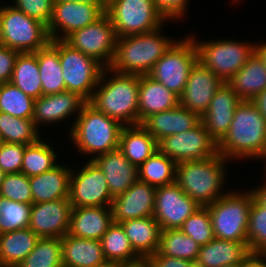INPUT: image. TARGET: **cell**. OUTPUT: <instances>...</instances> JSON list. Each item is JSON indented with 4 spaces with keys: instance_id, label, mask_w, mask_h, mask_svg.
Listing matches in <instances>:
<instances>
[{
    "instance_id": "obj_1",
    "label": "cell",
    "mask_w": 266,
    "mask_h": 267,
    "mask_svg": "<svg viewBox=\"0 0 266 267\" xmlns=\"http://www.w3.org/2000/svg\"><path fill=\"white\" fill-rule=\"evenodd\" d=\"M139 85L140 76L105 68L88 103L123 126L137 125Z\"/></svg>"
},
{
    "instance_id": "obj_2",
    "label": "cell",
    "mask_w": 266,
    "mask_h": 267,
    "mask_svg": "<svg viewBox=\"0 0 266 267\" xmlns=\"http://www.w3.org/2000/svg\"><path fill=\"white\" fill-rule=\"evenodd\" d=\"M218 153L229 161L265 157L266 120L252 101H242L235 109L229 130L218 143Z\"/></svg>"
},
{
    "instance_id": "obj_3",
    "label": "cell",
    "mask_w": 266,
    "mask_h": 267,
    "mask_svg": "<svg viewBox=\"0 0 266 267\" xmlns=\"http://www.w3.org/2000/svg\"><path fill=\"white\" fill-rule=\"evenodd\" d=\"M228 162L220 153L201 160L179 162L175 183L201 207H206L225 194L223 184Z\"/></svg>"
},
{
    "instance_id": "obj_4",
    "label": "cell",
    "mask_w": 266,
    "mask_h": 267,
    "mask_svg": "<svg viewBox=\"0 0 266 267\" xmlns=\"http://www.w3.org/2000/svg\"><path fill=\"white\" fill-rule=\"evenodd\" d=\"M123 125L86 102L74 122H72L70 140L77 152L84 157H95L119 148L120 133Z\"/></svg>"
},
{
    "instance_id": "obj_5",
    "label": "cell",
    "mask_w": 266,
    "mask_h": 267,
    "mask_svg": "<svg viewBox=\"0 0 266 267\" xmlns=\"http://www.w3.org/2000/svg\"><path fill=\"white\" fill-rule=\"evenodd\" d=\"M162 29L118 38L115 57L109 68L122 74L148 75L155 63L177 41L164 36Z\"/></svg>"
},
{
    "instance_id": "obj_6",
    "label": "cell",
    "mask_w": 266,
    "mask_h": 267,
    "mask_svg": "<svg viewBox=\"0 0 266 267\" xmlns=\"http://www.w3.org/2000/svg\"><path fill=\"white\" fill-rule=\"evenodd\" d=\"M236 191L228 190L206 207L209 210L216 239L248 242L249 213L254 195L251 190Z\"/></svg>"
},
{
    "instance_id": "obj_7",
    "label": "cell",
    "mask_w": 266,
    "mask_h": 267,
    "mask_svg": "<svg viewBox=\"0 0 266 267\" xmlns=\"http://www.w3.org/2000/svg\"><path fill=\"white\" fill-rule=\"evenodd\" d=\"M190 37L196 45L198 61L224 82H228L255 52V43L250 41L224 38L201 41L191 34Z\"/></svg>"
},
{
    "instance_id": "obj_8",
    "label": "cell",
    "mask_w": 266,
    "mask_h": 267,
    "mask_svg": "<svg viewBox=\"0 0 266 267\" xmlns=\"http://www.w3.org/2000/svg\"><path fill=\"white\" fill-rule=\"evenodd\" d=\"M106 14L118 38L149 33L167 22L154 0H109Z\"/></svg>"
},
{
    "instance_id": "obj_9",
    "label": "cell",
    "mask_w": 266,
    "mask_h": 267,
    "mask_svg": "<svg viewBox=\"0 0 266 267\" xmlns=\"http://www.w3.org/2000/svg\"><path fill=\"white\" fill-rule=\"evenodd\" d=\"M10 5H0L4 46L20 53L37 52L50 41L47 26Z\"/></svg>"
},
{
    "instance_id": "obj_10",
    "label": "cell",
    "mask_w": 266,
    "mask_h": 267,
    "mask_svg": "<svg viewBox=\"0 0 266 267\" xmlns=\"http://www.w3.org/2000/svg\"><path fill=\"white\" fill-rule=\"evenodd\" d=\"M148 73L153 80L180 96L186 86L191 68L198 61L193 39L188 35L177 39Z\"/></svg>"
},
{
    "instance_id": "obj_11",
    "label": "cell",
    "mask_w": 266,
    "mask_h": 267,
    "mask_svg": "<svg viewBox=\"0 0 266 267\" xmlns=\"http://www.w3.org/2000/svg\"><path fill=\"white\" fill-rule=\"evenodd\" d=\"M59 59L66 91L77 93L88 102L105 67L96 59L83 54L59 40Z\"/></svg>"
},
{
    "instance_id": "obj_12",
    "label": "cell",
    "mask_w": 266,
    "mask_h": 267,
    "mask_svg": "<svg viewBox=\"0 0 266 267\" xmlns=\"http://www.w3.org/2000/svg\"><path fill=\"white\" fill-rule=\"evenodd\" d=\"M117 39L115 28L105 13L94 23L71 32L63 41L109 68L115 57Z\"/></svg>"
},
{
    "instance_id": "obj_13",
    "label": "cell",
    "mask_w": 266,
    "mask_h": 267,
    "mask_svg": "<svg viewBox=\"0 0 266 267\" xmlns=\"http://www.w3.org/2000/svg\"><path fill=\"white\" fill-rule=\"evenodd\" d=\"M84 165L80 170L71 169L69 187L71 206H110L113 198L104 173L92 160L87 161Z\"/></svg>"
},
{
    "instance_id": "obj_14",
    "label": "cell",
    "mask_w": 266,
    "mask_h": 267,
    "mask_svg": "<svg viewBox=\"0 0 266 267\" xmlns=\"http://www.w3.org/2000/svg\"><path fill=\"white\" fill-rule=\"evenodd\" d=\"M158 150L176 163L201 160L218 154V144L200 122L191 130L163 137Z\"/></svg>"
},
{
    "instance_id": "obj_15",
    "label": "cell",
    "mask_w": 266,
    "mask_h": 267,
    "mask_svg": "<svg viewBox=\"0 0 266 267\" xmlns=\"http://www.w3.org/2000/svg\"><path fill=\"white\" fill-rule=\"evenodd\" d=\"M200 207L174 182L156 189L153 217L161 230L179 229Z\"/></svg>"
},
{
    "instance_id": "obj_16",
    "label": "cell",
    "mask_w": 266,
    "mask_h": 267,
    "mask_svg": "<svg viewBox=\"0 0 266 267\" xmlns=\"http://www.w3.org/2000/svg\"><path fill=\"white\" fill-rule=\"evenodd\" d=\"M104 14L100 7L92 4L54 2L47 32L51 40H63L71 32L94 23Z\"/></svg>"
},
{
    "instance_id": "obj_17",
    "label": "cell",
    "mask_w": 266,
    "mask_h": 267,
    "mask_svg": "<svg viewBox=\"0 0 266 267\" xmlns=\"http://www.w3.org/2000/svg\"><path fill=\"white\" fill-rule=\"evenodd\" d=\"M71 211L69 198L33 203L28 227L39 238H63L69 232Z\"/></svg>"
},
{
    "instance_id": "obj_18",
    "label": "cell",
    "mask_w": 266,
    "mask_h": 267,
    "mask_svg": "<svg viewBox=\"0 0 266 267\" xmlns=\"http://www.w3.org/2000/svg\"><path fill=\"white\" fill-rule=\"evenodd\" d=\"M223 83L221 78L197 61L191 68L186 86L179 96V105L201 117Z\"/></svg>"
},
{
    "instance_id": "obj_19",
    "label": "cell",
    "mask_w": 266,
    "mask_h": 267,
    "mask_svg": "<svg viewBox=\"0 0 266 267\" xmlns=\"http://www.w3.org/2000/svg\"><path fill=\"white\" fill-rule=\"evenodd\" d=\"M156 187L137 180L123 194L113 198L112 220L121 223L130 219L153 216Z\"/></svg>"
},
{
    "instance_id": "obj_20",
    "label": "cell",
    "mask_w": 266,
    "mask_h": 267,
    "mask_svg": "<svg viewBox=\"0 0 266 267\" xmlns=\"http://www.w3.org/2000/svg\"><path fill=\"white\" fill-rule=\"evenodd\" d=\"M85 103L86 101L74 92L42 95L35 99L32 118L34 126L39 130L41 125L59 124L75 114L76 119Z\"/></svg>"
},
{
    "instance_id": "obj_21",
    "label": "cell",
    "mask_w": 266,
    "mask_h": 267,
    "mask_svg": "<svg viewBox=\"0 0 266 267\" xmlns=\"http://www.w3.org/2000/svg\"><path fill=\"white\" fill-rule=\"evenodd\" d=\"M242 101L233 88L224 82L213 96L206 112L201 116V122L217 144L228 132L234 111Z\"/></svg>"
},
{
    "instance_id": "obj_22",
    "label": "cell",
    "mask_w": 266,
    "mask_h": 267,
    "mask_svg": "<svg viewBox=\"0 0 266 267\" xmlns=\"http://www.w3.org/2000/svg\"><path fill=\"white\" fill-rule=\"evenodd\" d=\"M104 173L112 198L123 194L138 180V167L118 148L92 160Z\"/></svg>"
},
{
    "instance_id": "obj_23",
    "label": "cell",
    "mask_w": 266,
    "mask_h": 267,
    "mask_svg": "<svg viewBox=\"0 0 266 267\" xmlns=\"http://www.w3.org/2000/svg\"><path fill=\"white\" fill-rule=\"evenodd\" d=\"M201 117L187 108L177 107L152 114L141 125L157 140L193 129Z\"/></svg>"
},
{
    "instance_id": "obj_24",
    "label": "cell",
    "mask_w": 266,
    "mask_h": 267,
    "mask_svg": "<svg viewBox=\"0 0 266 267\" xmlns=\"http://www.w3.org/2000/svg\"><path fill=\"white\" fill-rule=\"evenodd\" d=\"M113 223L110 206L72 207L69 235L92 240H101Z\"/></svg>"
},
{
    "instance_id": "obj_25",
    "label": "cell",
    "mask_w": 266,
    "mask_h": 267,
    "mask_svg": "<svg viewBox=\"0 0 266 267\" xmlns=\"http://www.w3.org/2000/svg\"><path fill=\"white\" fill-rule=\"evenodd\" d=\"M63 267H111L104 257L101 240L66 234L61 238Z\"/></svg>"
},
{
    "instance_id": "obj_26",
    "label": "cell",
    "mask_w": 266,
    "mask_h": 267,
    "mask_svg": "<svg viewBox=\"0 0 266 267\" xmlns=\"http://www.w3.org/2000/svg\"><path fill=\"white\" fill-rule=\"evenodd\" d=\"M251 255L248 242L219 240L214 238L200 246L196 267H223L242 264Z\"/></svg>"
},
{
    "instance_id": "obj_27",
    "label": "cell",
    "mask_w": 266,
    "mask_h": 267,
    "mask_svg": "<svg viewBox=\"0 0 266 267\" xmlns=\"http://www.w3.org/2000/svg\"><path fill=\"white\" fill-rule=\"evenodd\" d=\"M179 105V96L148 75L140 76L139 124L152 114L171 110Z\"/></svg>"
},
{
    "instance_id": "obj_28",
    "label": "cell",
    "mask_w": 266,
    "mask_h": 267,
    "mask_svg": "<svg viewBox=\"0 0 266 267\" xmlns=\"http://www.w3.org/2000/svg\"><path fill=\"white\" fill-rule=\"evenodd\" d=\"M71 169L58 164L49 171L29 177L33 203L69 198Z\"/></svg>"
},
{
    "instance_id": "obj_29",
    "label": "cell",
    "mask_w": 266,
    "mask_h": 267,
    "mask_svg": "<svg viewBox=\"0 0 266 267\" xmlns=\"http://www.w3.org/2000/svg\"><path fill=\"white\" fill-rule=\"evenodd\" d=\"M135 253L145 260L159 249L161 228L153 216L120 223Z\"/></svg>"
},
{
    "instance_id": "obj_30",
    "label": "cell",
    "mask_w": 266,
    "mask_h": 267,
    "mask_svg": "<svg viewBox=\"0 0 266 267\" xmlns=\"http://www.w3.org/2000/svg\"><path fill=\"white\" fill-rule=\"evenodd\" d=\"M103 254L112 267L137 266L143 260L135 253L120 223L113 222L101 238Z\"/></svg>"
},
{
    "instance_id": "obj_31",
    "label": "cell",
    "mask_w": 266,
    "mask_h": 267,
    "mask_svg": "<svg viewBox=\"0 0 266 267\" xmlns=\"http://www.w3.org/2000/svg\"><path fill=\"white\" fill-rule=\"evenodd\" d=\"M227 83L243 101H252L266 89V66L254 52Z\"/></svg>"
},
{
    "instance_id": "obj_32",
    "label": "cell",
    "mask_w": 266,
    "mask_h": 267,
    "mask_svg": "<svg viewBox=\"0 0 266 267\" xmlns=\"http://www.w3.org/2000/svg\"><path fill=\"white\" fill-rule=\"evenodd\" d=\"M119 149L131 164L139 167L158 150V141L141 124L123 126Z\"/></svg>"
},
{
    "instance_id": "obj_33",
    "label": "cell",
    "mask_w": 266,
    "mask_h": 267,
    "mask_svg": "<svg viewBox=\"0 0 266 267\" xmlns=\"http://www.w3.org/2000/svg\"><path fill=\"white\" fill-rule=\"evenodd\" d=\"M42 82V95L66 91L59 59V40H51L36 52Z\"/></svg>"
},
{
    "instance_id": "obj_34",
    "label": "cell",
    "mask_w": 266,
    "mask_h": 267,
    "mask_svg": "<svg viewBox=\"0 0 266 267\" xmlns=\"http://www.w3.org/2000/svg\"><path fill=\"white\" fill-rule=\"evenodd\" d=\"M38 240L29 227L0 234V265L17 267L35 248Z\"/></svg>"
},
{
    "instance_id": "obj_35",
    "label": "cell",
    "mask_w": 266,
    "mask_h": 267,
    "mask_svg": "<svg viewBox=\"0 0 266 267\" xmlns=\"http://www.w3.org/2000/svg\"><path fill=\"white\" fill-rule=\"evenodd\" d=\"M10 82L34 99L42 96L36 52L19 53Z\"/></svg>"
},
{
    "instance_id": "obj_36",
    "label": "cell",
    "mask_w": 266,
    "mask_h": 267,
    "mask_svg": "<svg viewBox=\"0 0 266 267\" xmlns=\"http://www.w3.org/2000/svg\"><path fill=\"white\" fill-rule=\"evenodd\" d=\"M52 144L41 139L26 145L22 159L21 173L28 177L51 170L58 165L57 152Z\"/></svg>"
},
{
    "instance_id": "obj_37",
    "label": "cell",
    "mask_w": 266,
    "mask_h": 267,
    "mask_svg": "<svg viewBox=\"0 0 266 267\" xmlns=\"http://www.w3.org/2000/svg\"><path fill=\"white\" fill-rule=\"evenodd\" d=\"M176 162L157 150L138 167V180L156 188L175 182Z\"/></svg>"
},
{
    "instance_id": "obj_38",
    "label": "cell",
    "mask_w": 266,
    "mask_h": 267,
    "mask_svg": "<svg viewBox=\"0 0 266 267\" xmlns=\"http://www.w3.org/2000/svg\"><path fill=\"white\" fill-rule=\"evenodd\" d=\"M32 119H22L0 112V138L2 142L29 145L41 136Z\"/></svg>"
},
{
    "instance_id": "obj_39",
    "label": "cell",
    "mask_w": 266,
    "mask_h": 267,
    "mask_svg": "<svg viewBox=\"0 0 266 267\" xmlns=\"http://www.w3.org/2000/svg\"><path fill=\"white\" fill-rule=\"evenodd\" d=\"M200 245L180 229L161 230L158 252L173 258H182L195 262Z\"/></svg>"
},
{
    "instance_id": "obj_40",
    "label": "cell",
    "mask_w": 266,
    "mask_h": 267,
    "mask_svg": "<svg viewBox=\"0 0 266 267\" xmlns=\"http://www.w3.org/2000/svg\"><path fill=\"white\" fill-rule=\"evenodd\" d=\"M35 99L23 93L11 82L0 85V112L17 118L32 119Z\"/></svg>"
},
{
    "instance_id": "obj_41",
    "label": "cell",
    "mask_w": 266,
    "mask_h": 267,
    "mask_svg": "<svg viewBox=\"0 0 266 267\" xmlns=\"http://www.w3.org/2000/svg\"><path fill=\"white\" fill-rule=\"evenodd\" d=\"M17 267H63L61 238H39Z\"/></svg>"
},
{
    "instance_id": "obj_42",
    "label": "cell",
    "mask_w": 266,
    "mask_h": 267,
    "mask_svg": "<svg viewBox=\"0 0 266 267\" xmlns=\"http://www.w3.org/2000/svg\"><path fill=\"white\" fill-rule=\"evenodd\" d=\"M31 205L0 197V234L29 226Z\"/></svg>"
},
{
    "instance_id": "obj_43",
    "label": "cell",
    "mask_w": 266,
    "mask_h": 267,
    "mask_svg": "<svg viewBox=\"0 0 266 267\" xmlns=\"http://www.w3.org/2000/svg\"><path fill=\"white\" fill-rule=\"evenodd\" d=\"M251 254H266V208L253 199L247 230Z\"/></svg>"
},
{
    "instance_id": "obj_44",
    "label": "cell",
    "mask_w": 266,
    "mask_h": 267,
    "mask_svg": "<svg viewBox=\"0 0 266 267\" xmlns=\"http://www.w3.org/2000/svg\"><path fill=\"white\" fill-rule=\"evenodd\" d=\"M179 229L200 246L209 243L215 238L211 217L207 207H200L185 220Z\"/></svg>"
},
{
    "instance_id": "obj_45",
    "label": "cell",
    "mask_w": 266,
    "mask_h": 267,
    "mask_svg": "<svg viewBox=\"0 0 266 267\" xmlns=\"http://www.w3.org/2000/svg\"><path fill=\"white\" fill-rule=\"evenodd\" d=\"M0 197L32 205L33 196L30 188L29 177L24 173L6 174L0 186Z\"/></svg>"
},
{
    "instance_id": "obj_46",
    "label": "cell",
    "mask_w": 266,
    "mask_h": 267,
    "mask_svg": "<svg viewBox=\"0 0 266 267\" xmlns=\"http://www.w3.org/2000/svg\"><path fill=\"white\" fill-rule=\"evenodd\" d=\"M13 6L25 13L27 16L49 25L54 0H12Z\"/></svg>"
},
{
    "instance_id": "obj_47",
    "label": "cell",
    "mask_w": 266,
    "mask_h": 267,
    "mask_svg": "<svg viewBox=\"0 0 266 267\" xmlns=\"http://www.w3.org/2000/svg\"><path fill=\"white\" fill-rule=\"evenodd\" d=\"M26 145L2 142L0 145V168L6 173H21Z\"/></svg>"
},
{
    "instance_id": "obj_48",
    "label": "cell",
    "mask_w": 266,
    "mask_h": 267,
    "mask_svg": "<svg viewBox=\"0 0 266 267\" xmlns=\"http://www.w3.org/2000/svg\"><path fill=\"white\" fill-rule=\"evenodd\" d=\"M159 12L166 20H177L186 16L188 0H154ZM183 16V17H182Z\"/></svg>"
},
{
    "instance_id": "obj_49",
    "label": "cell",
    "mask_w": 266,
    "mask_h": 267,
    "mask_svg": "<svg viewBox=\"0 0 266 267\" xmlns=\"http://www.w3.org/2000/svg\"><path fill=\"white\" fill-rule=\"evenodd\" d=\"M19 53L6 46L0 47V85L11 81Z\"/></svg>"
},
{
    "instance_id": "obj_50",
    "label": "cell",
    "mask_w": 266,
    "mask_h": 267,
    "mask_svg": "<svg viewBox=\"0 0 266 267\" xmlns=\"http://www.w3.org/2000/svg\"><path fill=\"white\" fill-rule=\"evenodd\" d=\"M142 267H196L195 262L161 255L158 251L142 262Z\"/></svg>"
},
{
    "instance_id": "obj_51",
    "label": "cell",
    "mask_w": 266,
    "mask_h": 267,
    "mask_svg": "<svg viewBox=\"0 0 266 267\" xmlns=\"http://www.w3.org/2000/svg\"><path fill=\"white\" fill-rule=\"evenodd\" d=\"M241 267H266V254H251Z\"/></svg>"
},
{
    "instance_id": "obj_52",
    "label": "cell",
    "mask_w": 266,
    "mask_h": 267,
    "mask_svg": "<svg viewBox=\"0 0 266 267\" xmlns=\"http://www.w3.org/2000/svg\"><path fill=\"white\" fill-rule=\"evenodd\" d=\"M252 102L257 107L259 113L262 115V117L266 120V89L262 92H260L253 100Z\"/></svg>"
},
{
    "instance_id": "obj_53",
    "label": "cell",
    "mask_w": 266,
    "mask_h": 267,
    "mask_svg": "<svg viewBox=\"0 0 266 267\" xmlns=\"http://www.w3.org/2000/svg\"><path fill=\"white\" fill-rule=\"evenodd\" d=\"M54 2H79L92 4L94 6L100 7L105 13L109 5V0H54Z\"/></svg>"
},
{
    "instance_id": "obj_54",
    "label": "cell",
    "mask_w": 266,
    "mask_h": 267,
    "mask_svg": "<svg viewBox=\"0 0 266 267\" xmlns=\"http://www.w3.org/2000/svg\"><path fill=\"white\" fill-rule=\"evenodd\" d=\"M255 53L260 57L266 66V42L255 43Z\"/></svg>"
},
{
    "instance_id": "obj_55",
    "label": "cell",
    "mask_w": 266,
    "mask_h": 267,
    "mask_svg": "<svg viewBox=\"0 0 266 267\" xmlns=\"http://www.w3.org/2000/svg\"><path fill=\"white\" fill-rule=\"evenodd\" d=\"M4 46L3 32H2V24L0 20V47Z\"/></svg>"
},
{
    "instance_id": "obj_56",
    "label": "cell",
    "mask_w": 266,
    "mask_h": 267,
    "mask_svg": "<svg viewBox=\"0 0 266 267\" xmlns=\"http://www.w3.org/2000/svg\"><path fill=\"white\" fill-rule=\"evenodd\" d=\"M6 176V173L0 168V186Z\"/></svg>"
},
{
    "instance_id": "obj_57",
    "label": "cell",
    "mask_w": 266,
    "mask_h": 267,
    "mask_svg": "<svg viewBox=\"0 0 266 267\" xmlns=\"http://www.w3.org/2000/svg\"><path fill=\"white\" fill-rule=\"evenodd\" d=\"M223 267H241V264H233V265H227Z\"/></svg>"
},
{
    "instance_id": "obj_58",
    "label": "cell",
    "mask_w": 266,
    "mask_h": 267,
    "mask_svg": "<svg viewBox=\"0 0 266 267\" xmlns=\"http://www.w3.org/2000/svg\"><path fill=\"white\" fill-rule=\"evenodd\" d=\"M263 160V162L265 163V165H266V155H265V157L262 159ZM264 169H265V171H266V166L264 167ZM264 171V173L266 174V172ZM266 176V175H265Z\"/></svg>"
},
{
    "instance_id": "obj_59",
    "label": "cell",
    "mask_w": 266,
    "mask_h": 267,
    "mask_svg": "<svg viewBox=\"0 0 266 267\" xmlns=\"http://www.w3.org/2000/svg\"><path fill=\"white\" fill-rule=\"evenodd\" d=\"M112 267V266H111ZM117 267H142V264L137 265V266H117Z\"/></svg>"
}]
</instances>
